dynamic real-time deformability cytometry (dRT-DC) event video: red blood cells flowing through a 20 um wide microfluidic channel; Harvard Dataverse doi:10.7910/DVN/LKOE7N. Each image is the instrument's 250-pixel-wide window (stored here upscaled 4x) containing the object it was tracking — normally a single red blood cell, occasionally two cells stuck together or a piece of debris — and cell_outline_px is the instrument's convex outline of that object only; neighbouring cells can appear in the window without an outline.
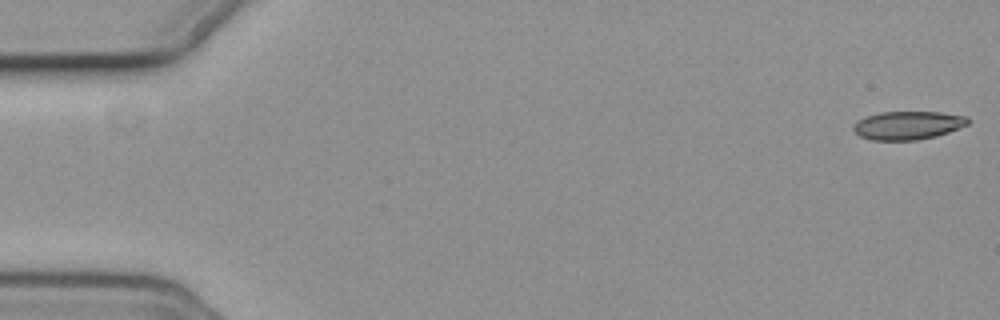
{"species": "common noctule bat (a hibernating species)", "species_latin": "Nyctalus noctula", "temperature_condition": "cold", "stored_images_in_passage": 56, "camera_frame_rate_fps": 3000, "um_per_image_px": 0.085, "animal": {"sex": "female", "body_mass_g": 19.3, "forearm_length_mm": 54.1}, "frame": {"image": 1, "passage_image": 1, "time_ms": 0.0, "image_size_px": [1000, 320], "cell_outline_px": [[968, 124], [948, 132], [936, 136], [916, 140], [872, 140], [860, 136], [852, 128], [852, 124], [856, 120], [880, 112], [940, 112], [968, 116]], "centroid_in_image_um": [77.14, 10.65], "position_along_channel_um": 7.9, "area_um2": 18.9}}
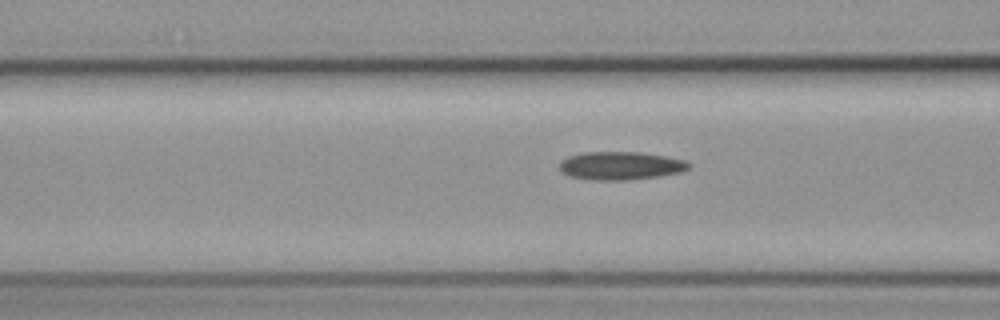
{"frame": {"image": 2, "passage_image": 22, "time_ms": 7.0, "image_size_px": [1000, 320], "cell_outline_px": [[692, 164], [688, 168], [680, 172], [660, 176], [624, 180], [596, 180], [572, 176], [564, 172], [560, 168], [560, 160], [568, 156], [584, 152], [640, 152], [664, 156], [684, 160]], "centroid_in_image_um": [52.76, 14.07], "position_along_channel_um": 113.8, "area_um2": 20.98}}
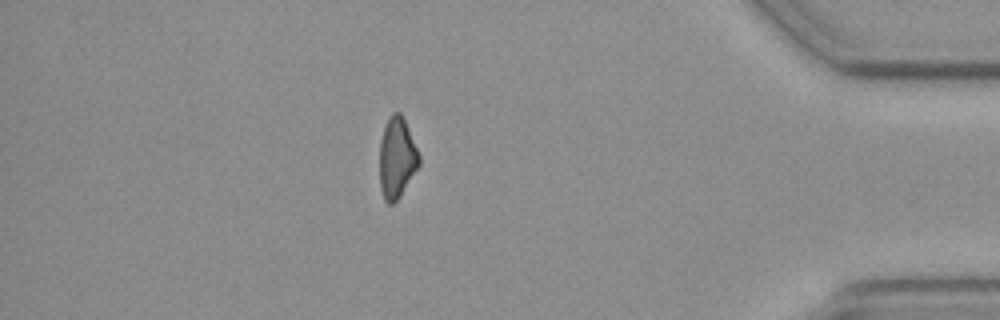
{"frame": {"image": 3, "passage_image": 49, "time_ms": 16.0, "image_size_px": [1000, 320], "cell_outline_px": [[420, 164], [400, 196], [392, 204], [388, 204], [384, 200], [380, 188], [380, 140], [388, 116], [392, 112], [400, 112], [408, 128], [420, 156]], "centroid_in_image_um": [33.72, 13.42], "position_along_channel_um": 401.5, "area_um2": 18.5}, "authors_computed_cell_mechanics": {"area_um2": 19.8832, "velocity_mm_per_s": 3.6865, "shape_relaxation_time_tau1_ms": 4.4888, "shape_relaxation_time_tau2_ms": null, "deformation_change_tau1": 0.1093, "deformation_change_tau2": null}}